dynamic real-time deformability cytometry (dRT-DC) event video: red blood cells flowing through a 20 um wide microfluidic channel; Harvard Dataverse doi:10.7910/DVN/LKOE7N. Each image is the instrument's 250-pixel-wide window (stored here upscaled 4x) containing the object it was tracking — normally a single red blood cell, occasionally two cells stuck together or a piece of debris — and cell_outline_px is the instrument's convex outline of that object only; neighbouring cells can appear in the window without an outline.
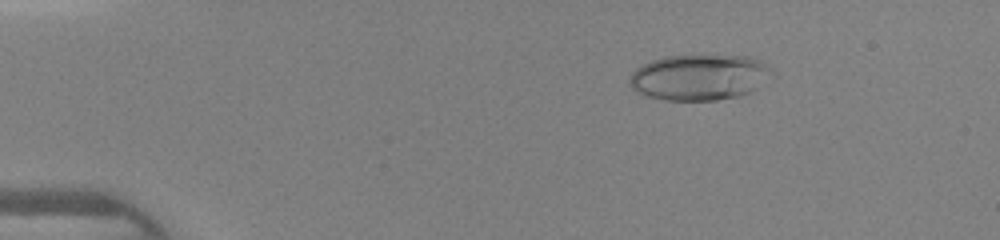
{"species": "human", "species_latin": "Homo sapiens", "temperature_condition": "warm", "stored_images_in_passage": 41, "camera_frame_rate_fps": 3000, "um_per_image_px": 0.085, "donor": {"sex": "female"}, "frame": {"image": 1, "passage_image": 3, "time_ms": 0.667, "image_size_px": [1000, 240], "cell_outline_px": [[768, 72], [756, 88], [740, 96], [716, 100], [664, 100], [644, 96], [636, 92], [628, 84], [628, 80], [632, 72], [636, 68], [652, 60], [664, 56], [748, 56], [760, 60], [768, 68]], "centroid_in_image_um": [59.31, 6.58], "position_along_channel_um": 25.7, "area_um2": 37.45}}
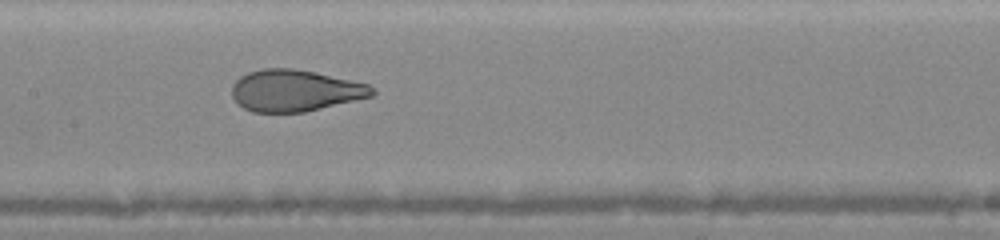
{"frame": {"image": 2, "passage_image": 19, "time_ms": 6.0, "image_size_px": [1000, 240], "cell_outline_px": [[376, 92], [372, 96], [304, 112], [252, 112], [236, 104], [232, 96], [232, 84], [240, 76], [248, 72], [264, 68], [296, 68], [368, 84]], "centroid_in_image_um": [25.02, 7.7], "position_along_channel_um": 182.4, "area_um2": 33.93}}
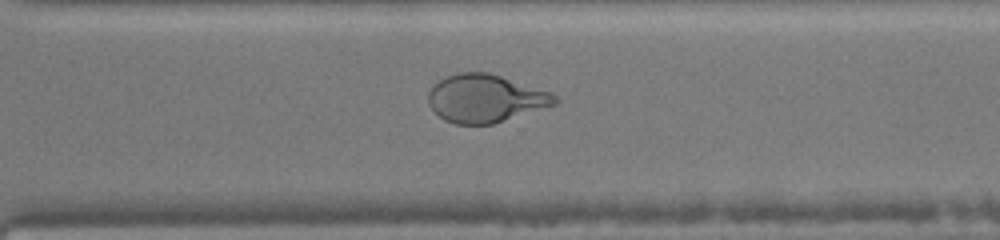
{"frame": {"image": 3, "passage_image": 29, "time_ms": 9.333, "image_size_px": [1000, 240], "cell_outline_px": [[560, 100], [556, 104], [492, 124], [456, 124], [444, 120], [428, 104], [428, 92], [432, 84], [448, 76], [460, 72], [488, 72], [552, 92]], "centroid_in_image_um": [41.25, 8.36], "position_along_channel_um": 329.3, "area_um2": 35.2}}